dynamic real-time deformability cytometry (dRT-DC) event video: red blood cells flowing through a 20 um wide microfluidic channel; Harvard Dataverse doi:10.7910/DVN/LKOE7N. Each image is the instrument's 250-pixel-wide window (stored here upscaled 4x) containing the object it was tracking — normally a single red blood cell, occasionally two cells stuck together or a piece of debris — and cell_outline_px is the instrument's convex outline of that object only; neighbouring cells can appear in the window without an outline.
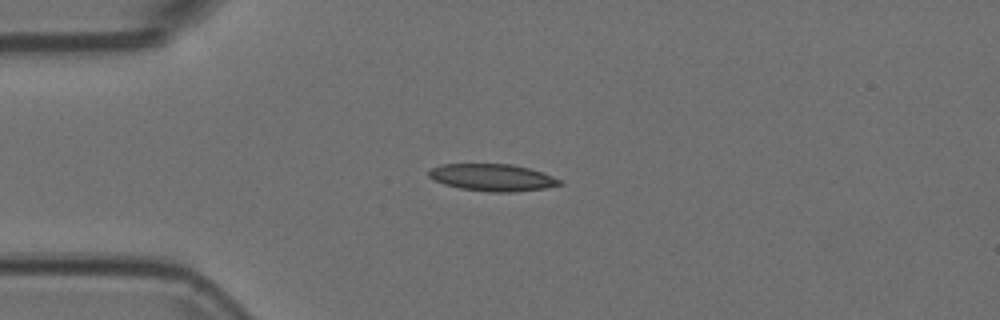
{"species": "Egyptian fruit bat (a non-hibernating species)", "species_latin": "Rousettus aegyptiacus", "temperature_condition": "room temperature", "stored_images_in_passage": 42, "camera_frame_rate_fps": 3000, "um_per_image_px": 0.085, "animal": {"sex": "female"}, "frame": {"image": 1, "passage_image": 1, "time_ms": 0.0, "image_size_px": [1000, 320], "cell_outline_px": [[564, 184], [544, 188], [512, 192], [488, 192], [460, 188], [444, 184], [432, 180], [428, 176], [428, 172], [432, 168], [440, 164], [512, 164], [528, 168], [552, 176], [560, 180]], "centroid_in_image_um": [41.81, 15.09], "position_along_channel_um": 43.2, "area_um2": 20.58}}
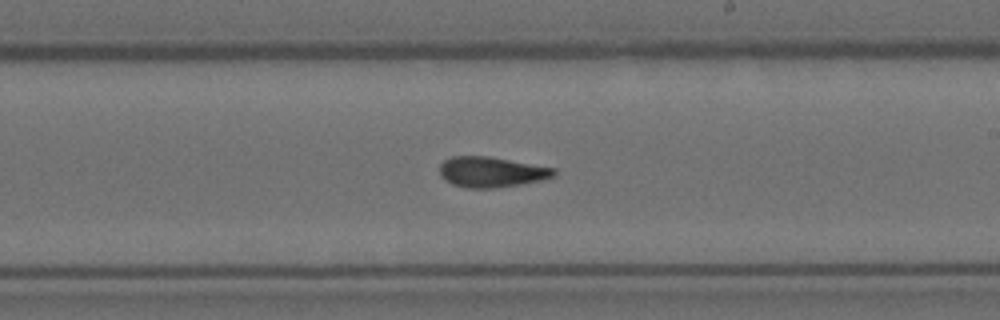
{"frame": {"image": 2, "passage_image": 19, "time_ms": 6.0, "image_size_px": [1000, 320], "cell_outline_px": [[556, 176], [544, 180], [520, 184], [492, 188], [468, 188], [452, 184], [444, 180], [440, 176], [440, 164], [444, 160], [452, 156], [488, 156], [556, 168]], "centroid_in_image_um": [41.78, 14.62], "position_along_channel_um": 247.2, "area_um2": 20.4}}
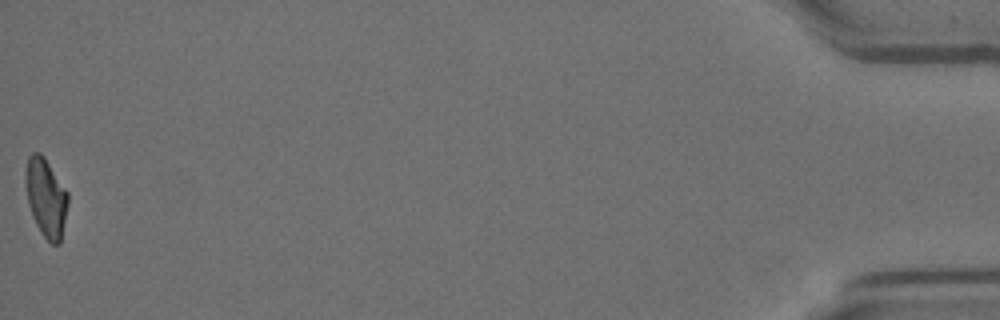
{"frame": {"image": 3, "passage_image": 42, "time_ms": 13.667, "image_size_px": [1000, 320], "cell_outline_px": [[68, 204], [60, 244], [52, 244], [44, 236], [36, 224], [32, 216], [28, 204], [24, 180], [24, 172], [28, 156], [32, 152], [40, 152], [44, 156], [68, 192]], "centroid_in_image_um": [3.89, 16.75], "position_along_channel_um": 431.3, "area_um2": 19.59}}